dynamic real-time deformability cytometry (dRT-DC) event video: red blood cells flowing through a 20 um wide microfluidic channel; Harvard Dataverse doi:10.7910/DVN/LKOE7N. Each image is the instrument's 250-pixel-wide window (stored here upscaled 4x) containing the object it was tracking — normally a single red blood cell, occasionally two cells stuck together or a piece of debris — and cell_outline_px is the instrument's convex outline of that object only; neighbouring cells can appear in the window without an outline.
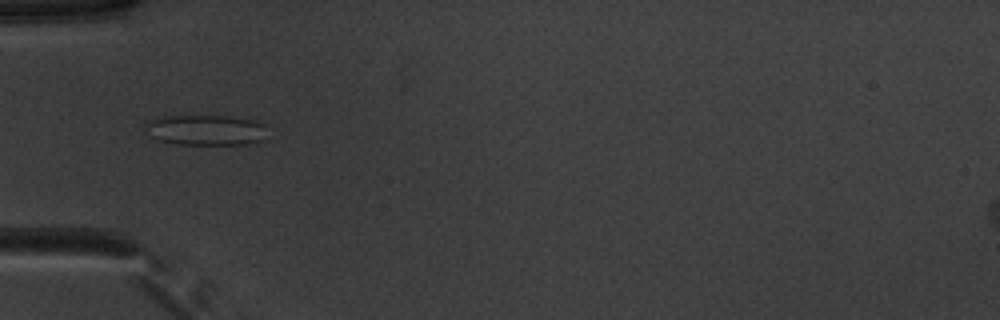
{"species": "common noctule bat (a hibernating species)", "species_latin": "Nyctalus noctula", "temperature_condition": "warm", "stored_images_in_passage": 52, "camera_frame_rate_fps": 3000, "um_per_image_px": 0.085, "animal": {"sex": "male", "body_mass_g": 20.1, "forearm_length_mm": 53.5}, "frame": {"image": 1, "passage_image": 18, "time_ms": 5.667, "image_size_px": [1000, 320], "cell_outline_px": [[264, 124], [260, 140], [256, 144], [172, 144], [160, 140], [152, 136], [144, 124], [152, 120], [168, 116], [228, 116], [256, 120]], "centroid_in_image_um": [17.5, 11.05], "position_along_channel_um": 67.5, "area_um2": 21.21}}
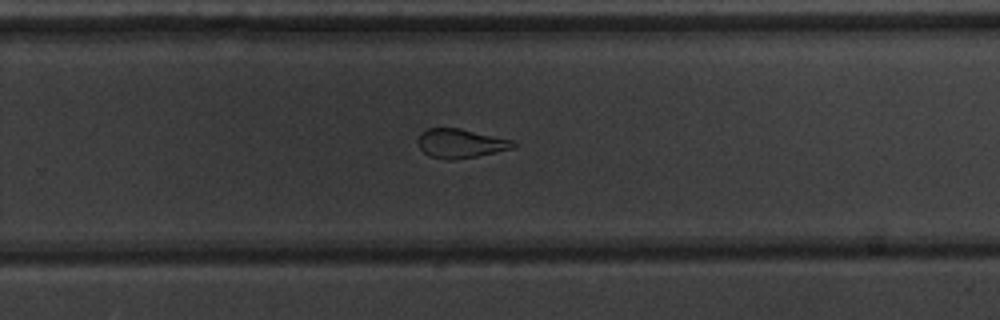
{"frame": {"image": 2, "passage_image": 35, "time_ms": 11.333, "image_size_px": [1000, 320], "cell_outline_px": [[516, 144], [512, 148], [496, 152], [456, 160], [448, 160], [428, 156], [420, 148], [416, 140], [420, 132], [428, 128], [460, 128], [512, 140]], "centroid_in_image_um": [39.08, 12.19], "position_along_channel_um": 290.7, "area_um2": 16.18}}
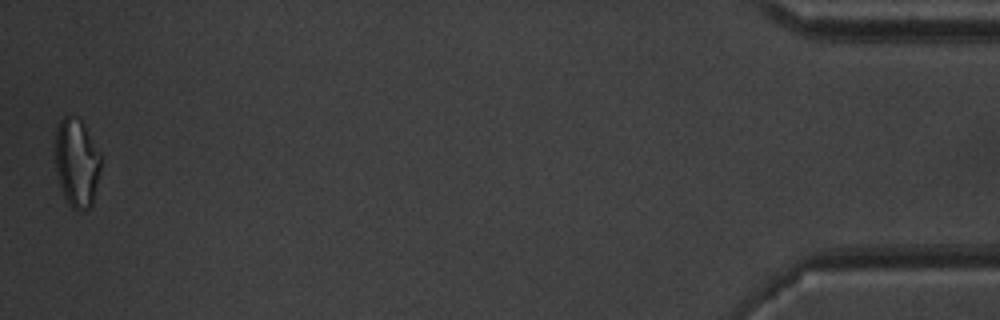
{"frame": {"image": 3, "passage_image": 52, "time_ms": 17.0, "image_size_px": [1000, 320], "cell_outline_px": [[100, 168], [92, 204], [84, 212], [80, 212], [72, 208], [68, 204], [64, 196], [56, 172], [56, 132], [60, 120], [64, 116], [68, 116], [80, 120], [84, 124], [100, 152]], "centroid_in_image_um": [6.53, 13.87], "position_along_channel_um": 428.7, "area_um2": 23.29}, "authors_computed_cell_mechanics": {"area_um2": 20.3167, "velocity_mm_per_s": 3.953, "shape_relaxation_time_tau1_ms": null, "shape_relaxation_time_tau2_ms": 1.8559, "deformation_change_tau1": null, "deformation_change_tau2": 0.1007}}